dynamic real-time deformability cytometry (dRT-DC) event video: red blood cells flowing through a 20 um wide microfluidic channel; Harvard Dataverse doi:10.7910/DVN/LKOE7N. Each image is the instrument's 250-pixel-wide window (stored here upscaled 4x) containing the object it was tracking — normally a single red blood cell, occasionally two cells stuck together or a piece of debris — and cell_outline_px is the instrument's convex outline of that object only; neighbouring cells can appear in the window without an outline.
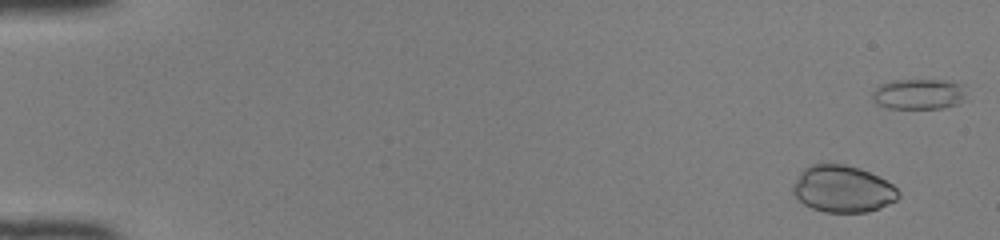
{"species": "common noctule bat (a hibernating species)", "species_latin": "Nyctalus noctula", "temperature_condition": "room temperature", "stored_images_in_passage": 23, "camera_frame_rate_fps": 3000, "um_per_image_px": 0.085, "animal": {"sex": "female", "body_mass_g": 22.0, "forearm_length_mm": 56.7}, "frame": {"image": 1, "passage_image": 4, "time_ms": 1.0, "image_size_px": [1000, 240], "cell_outline_px": [[900, 196], [896, 200], [880, 208], [868, 212], [824, 212], [812, 208], [804, 204], [792, 192], [792, 184], [800, 172], [804, 168], [812, 164], [844, 164], [860, 168], [892, 184], [900, 192]], "centroid_in_image_um": [71.61, 16.06], "position_along_channel_um": 13.4, "area_um2": 28.73}}